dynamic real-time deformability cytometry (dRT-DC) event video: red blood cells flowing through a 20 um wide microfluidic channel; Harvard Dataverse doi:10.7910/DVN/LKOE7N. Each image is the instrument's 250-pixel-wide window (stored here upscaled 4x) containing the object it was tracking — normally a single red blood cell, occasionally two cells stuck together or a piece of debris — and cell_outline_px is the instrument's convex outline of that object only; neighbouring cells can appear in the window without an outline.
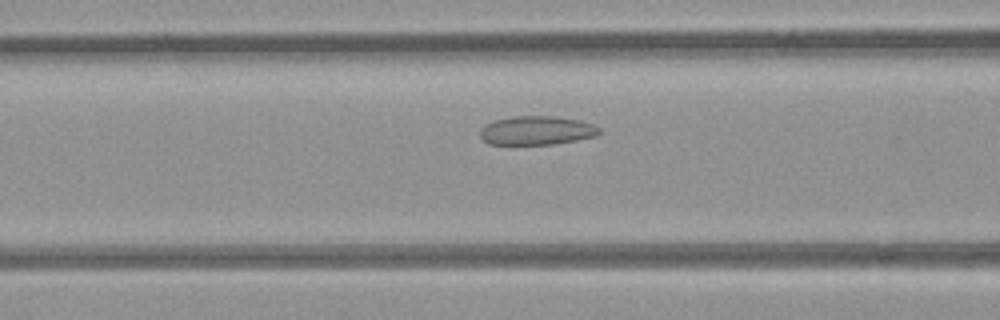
{"species": "common noctule bat (a hibernating species)", "species_latin": "Nyctalus noctula", "temperature_condition": "room temperature", "stored_images_in_passage": 35, "camera_frame_rate_fps": 3000, "um_per_image_px": 0.085, "animal": {"sex": "female", "body_mass_g": 21.9}, "frame": {"image": 1, "passage_image": 7, "time_ms": 2.0, "image_size_px": [1000, 320], "cell_outline_px": [[600, 132], [596, 136], [576, 140], [552, 144], [488, 144], [480, 136], [480, 128], [484, 124], [492, 120], [512, 116], [552, 116], [580, 120], [592, 124], [600, 128]], "centroid_in_image_um": [45.58, 11.08], "position_along_channel_um": 121.0, "area_um2": 20.11}}
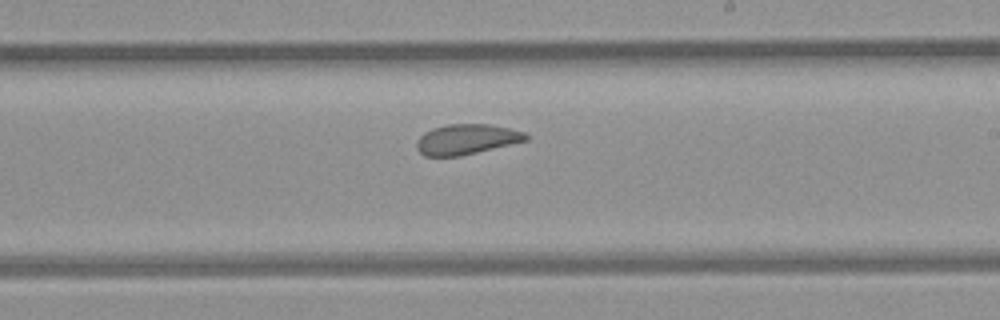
{"frame": {"image": 2, "passage_image": 17, "time_ms": 5.333, "image_size_px": [1000, 320], "cell_outline_px": [[528, 140], [460, 156], [424, 156], [416, 148], [416, 140], [424, 132], [432, 128], [448, 124], [488, 124], [508, 128], [524, 132], [528, 136]], "centroid_in_image_um": [39.61, 11.84], "position_along_channel_um": 249.4, "area_um2": 19.19}}
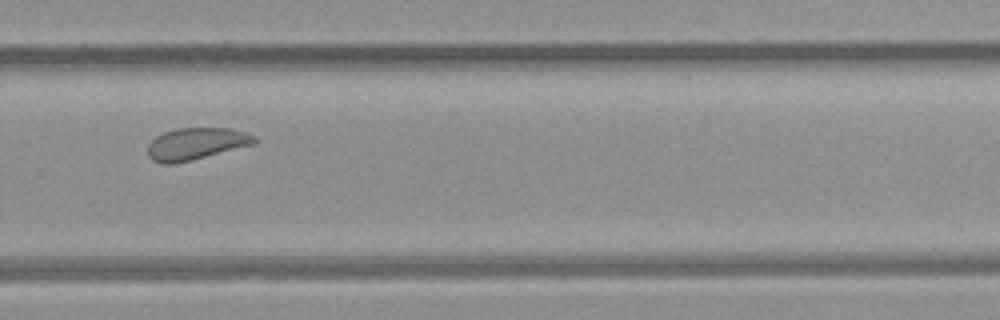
{"frame": {"image": 3, "passage_image": 22, "time_ms": 7.0, "image_size_px": [1000, 320], "cell_outline_px": [[260, 140], [256, 144], [176, 164], [164, 164], [152, 160], [148, 156], [148, 144], [156, 136], [164, 132], [176, 128], [228, 128], [248, 132], [256, 136]], "centroid_in_image_um": [16.72, 12.22], "position_along_channel_um": 313.1, "area_um2": 20.23}, "authors_computed_cell_mechanics": {"area_um2": 20.519, "velocity_mm_per_s": 3.8423, "shape_relaxation_time_tau1_ms": null, "shape_relaxation_time_tau2_ms": 1.538, "deformation_change_tau1": null, "deformation_change_tau2": 0.0621}}